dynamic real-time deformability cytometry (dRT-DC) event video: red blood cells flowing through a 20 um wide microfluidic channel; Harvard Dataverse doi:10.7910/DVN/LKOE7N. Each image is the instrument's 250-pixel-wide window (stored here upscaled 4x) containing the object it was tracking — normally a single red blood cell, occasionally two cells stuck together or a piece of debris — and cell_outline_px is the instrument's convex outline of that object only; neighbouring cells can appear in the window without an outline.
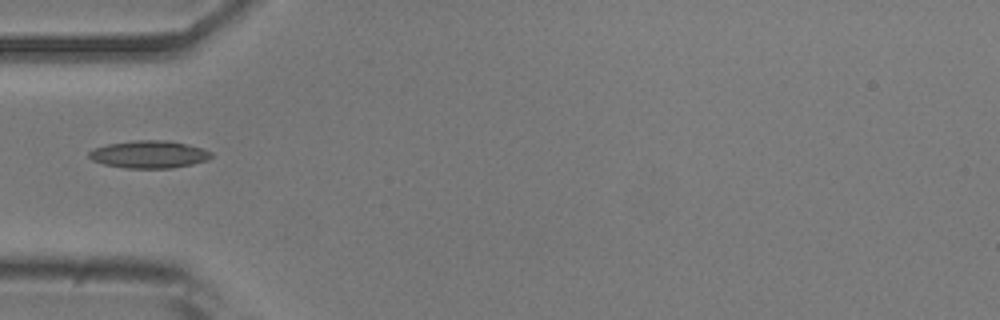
{"species": "common noctule bat (a hibernating species)", "species_latin": "Nyctalus noctula", "temperature_condition": "room temperature", "stored_images_in_passage": 5, "camera_frame_rate_fps": 3000, "um_per_image_px": 0.085, "animal": {"sex": "male", "body_mass_g": 20.5, "forearm_length_mm": 52.5}, "frame": {"image": 1, "passage_image": 4, "time_ms": 1.0, "image_size_px": [1000, 320], "cell_outline_px": [[212, 156], [208, 160], [192, 164], [172, 168], [124, 168], [104, 164], [92, 160], [88, 156], [88, 152], [96, 148], [108, 144], [136, 140], [164, 140], [188, 144], [212, 152]], "centroid_in_image_um": [12.68, 13.13], "position_along_channel_um": 72.3, "area_um2": 19.48}}
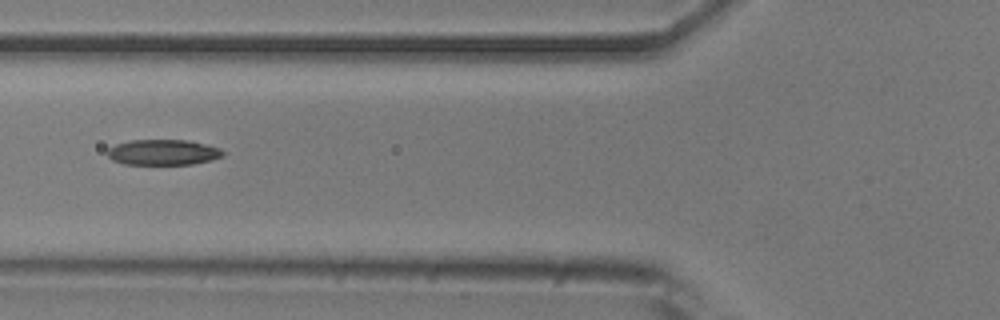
{"frame": {"image": 2, "passage_image": 5, "time_ms": 1.333, "image_size_px": [1000, 320], "cell_outline_px": [[224, 156], [212, 160], [192, 164], [124, 164], [112, 160], [108, 156], [108, 148], [116, 144], [132, 140], [184, 140], [208, 144], [220, 148], [224, 152]], "centroid_in_image_um": [13.89, 12.94], "position_along_channel_um": 111.9, "area_um2": 17.22}}